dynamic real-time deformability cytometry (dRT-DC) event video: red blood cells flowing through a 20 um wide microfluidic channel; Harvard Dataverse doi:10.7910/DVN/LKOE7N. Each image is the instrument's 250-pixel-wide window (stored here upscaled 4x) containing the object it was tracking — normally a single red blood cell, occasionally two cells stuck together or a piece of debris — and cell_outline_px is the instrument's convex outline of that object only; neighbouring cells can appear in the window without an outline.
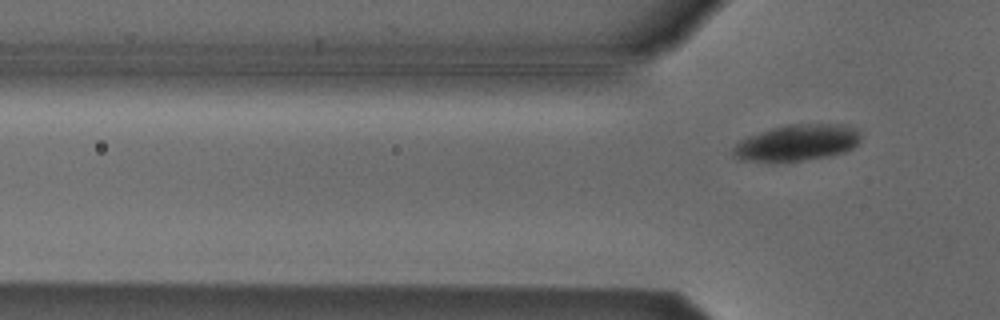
{"species": "Egyptian fruit bat (a non-hibernating species)", "species_latin": "Rousettus aegyptiacus", "temperature_condition": "cold", "stored_images_in_passage": 6, "camera_frame_rate_fps": 3000, "um_per_image_px": 0.085, "animal": {"sex": "male"}, "frame": {"image": 1, "passage_image": 6, "time_ms": 1.667, "image_size_px": [1000, 320], "cell_outline_px": [[860, 140], [852, 148], [844, 152], [828, 156], [800, 160], [740, 160], [732, 156], [732, 148], [740, 140], [748, 136], [772, 128], [788, 124], [844, 124], [860, 128]], "centroid_in_image_um": [67.78, 12.1], "position_along_channel_um": 58.0, "area_um2": 26.76}}